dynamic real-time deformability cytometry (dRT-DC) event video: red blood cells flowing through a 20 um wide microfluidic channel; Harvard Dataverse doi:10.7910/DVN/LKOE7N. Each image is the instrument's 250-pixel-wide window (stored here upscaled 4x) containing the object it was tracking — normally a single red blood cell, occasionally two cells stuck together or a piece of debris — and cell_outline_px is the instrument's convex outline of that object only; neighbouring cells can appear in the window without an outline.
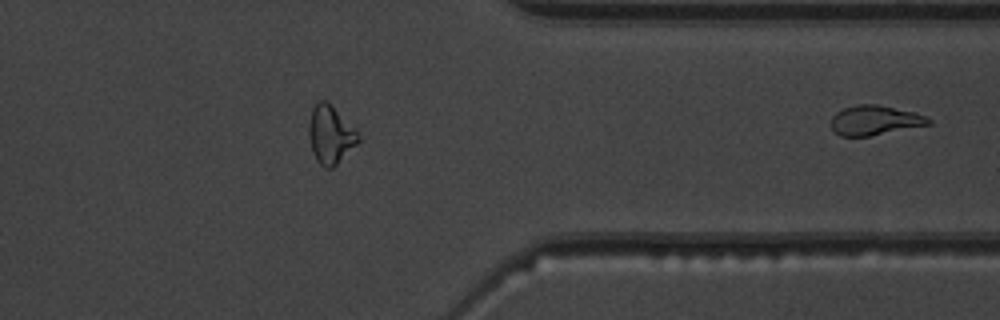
{"species": "common noctule bat (a hibernating species)", "species_latin": "Nyctalus noctula", "temperature_condition": "warm", "stored_images_in_passage": 43, "segment_of_instrument_passage": [2, 2], "camera_frame_rate_fps": 3000, "um_per_image_px": 0.085, "animal": {"sex": "male", "body_mass_g": 19.5, "forearm_length_mm": 54.6}, "frame": {"image": 1, "passage_image": 43, "time_ms": 14.0, "image_size_px": [1000, 320], "cell_outline_px": [[932, 124], [868, 136], [840, 136], [832, 128], [832, 116], [836, 112], [844, 108], [856, 104], [876, 104], [912, 112], [928, 116], [932, 120]], "centroid_in_image_um": [74.38, 10.22], "position_along_channel_um": 337.0, "area_um2": 16.7}}